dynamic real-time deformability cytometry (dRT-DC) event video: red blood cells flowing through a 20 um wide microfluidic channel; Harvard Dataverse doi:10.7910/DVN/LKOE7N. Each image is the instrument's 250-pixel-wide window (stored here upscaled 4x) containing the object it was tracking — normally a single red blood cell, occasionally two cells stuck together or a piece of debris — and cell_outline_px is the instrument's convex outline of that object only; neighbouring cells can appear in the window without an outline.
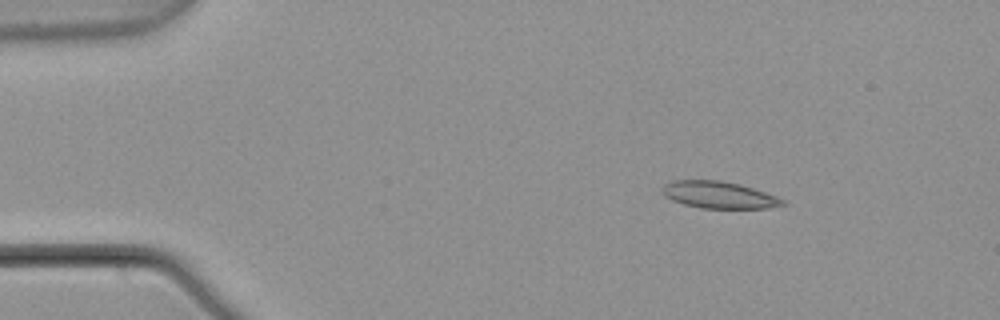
{"species": "common noctule bat (a hibernating species)", "species_latin": "Nyctalus noctula", "temperature_condition": "warm", "stored_images_in_passage": 3, "camera_frame_rate_fps": 3000, "um_per_image_px": 0.085, "animal": {"sex": "male", "body_mass_g": 21.5, "forearm_length_mm": 52.0}, "frame": {"image": 1, "passage_image": 2, "time_ms": 0.333, "image_size_px": [1000, 320], "cell_outline_px": [[788, 204], [768, 208], [700, 208], [684, 204], [672, 200], [664, 196], [660, 192], [660, 188], [668, 180], [720, 180], [740, 184], [776, 196], [784, 200]], "centroid_in_image_um": [61.05, 16.56], "position_along_channel_um": 24.0, "area_um2": 19.07}}